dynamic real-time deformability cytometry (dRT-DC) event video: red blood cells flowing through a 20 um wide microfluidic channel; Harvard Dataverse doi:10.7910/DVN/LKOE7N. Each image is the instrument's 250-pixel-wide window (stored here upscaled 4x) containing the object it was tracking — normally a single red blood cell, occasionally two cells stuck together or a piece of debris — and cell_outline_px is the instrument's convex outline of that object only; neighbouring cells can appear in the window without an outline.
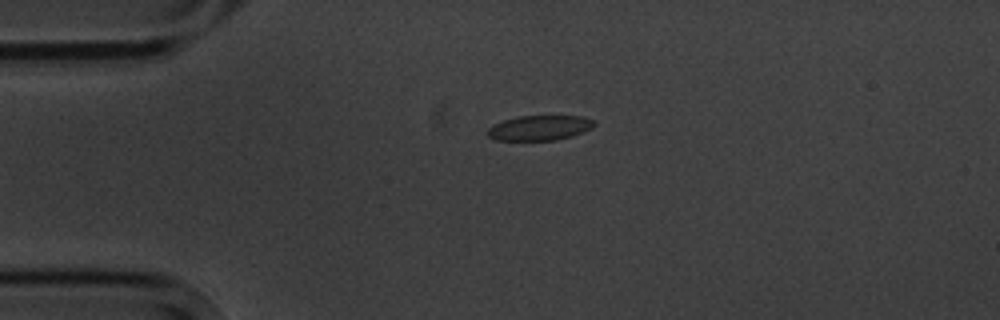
{"species": "common noctule bat (a hibernating species)", "species_latin": "Nyctalus noctula", "temperature_condition": "cold", "stored_images_in_passage": 5, "camera_frame_rate_fps": 3000, "um_per_image_px": 0.085, "animal": {"sex": "male", "body_mass_g": 20.1, "forearm_length_mm": 53.5}, "frame": {"image": 1, "passage_image": 3, "time_ms": 3.0, "image_size_px": [1000, 320], "cell_outline_px": [[596, 124], [592, 128], [584, 132], [572, 136], [556, 140], [496, 140], [488, 136], [488, 128], [504, 120], [516, 116], [584, 116], [592, 120]], "centroid_in_image_um": [45.9, 10.87], "position_along_channel_um": 39.1, "area_um2": 15.49}}
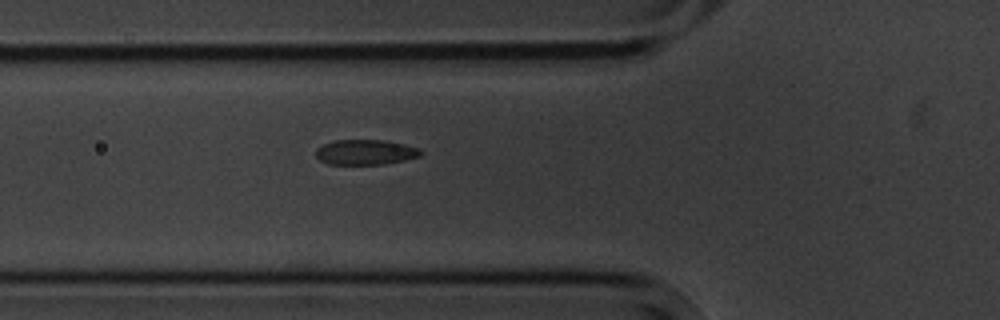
{"frame": {"image": 2, "passage_image": 5, "time_ms": 5.333, "image_size_px": [1000, 320], "cell_outline_px": [[424, 152], [420, 156], [404, 160], [384, 164], [328, 164], [320, 160], [316, 156], [316, 148], [332, 140], [384, 140], [404, 144], [420, 148]], "centroid_in_image_um": [31.07, 12.93], "position_along_channel_um": 94.7, "area_um2": 15.43}}